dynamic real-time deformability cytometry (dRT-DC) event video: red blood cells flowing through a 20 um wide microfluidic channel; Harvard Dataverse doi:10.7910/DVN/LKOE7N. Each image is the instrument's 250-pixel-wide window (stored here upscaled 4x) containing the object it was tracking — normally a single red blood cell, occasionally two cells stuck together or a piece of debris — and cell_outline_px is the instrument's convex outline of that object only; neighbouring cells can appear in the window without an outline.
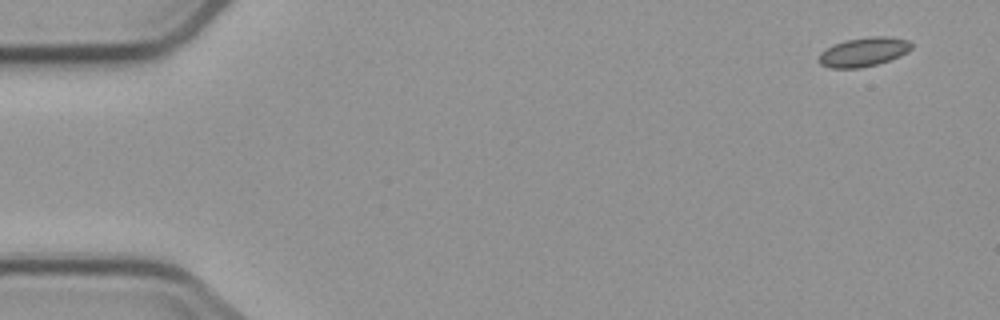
{"species": "common noctule bat (a hibernating species)", "species_latin": "Nyctalus noctula", "temperature_condition": "cold", "stored_images_in_passage": 5, "camera_frame_rate_fps": 3000, "um_per_image_px": 0.085, "animal": {"sex": "male", "body_mass_g": 23.1, "forearm_length_mm": 52.7}, "frame": {"image": 1, "passage_image": 1, "time_ms": 0.0, "image_size_px": [1000, 320], "cell_outline_px": [[912, 48], [888, 60], [876, 64], [860, 68], [828, 68], [820, 64], [820, 52], [832, 44], [844, 40], [872, 36], [888, 36], [908, 40], [912, 44]], "centroid_in_image_um": [73.35, 4.4], "position_along_channel_um": 11.6, "area_um2": 15.55}}
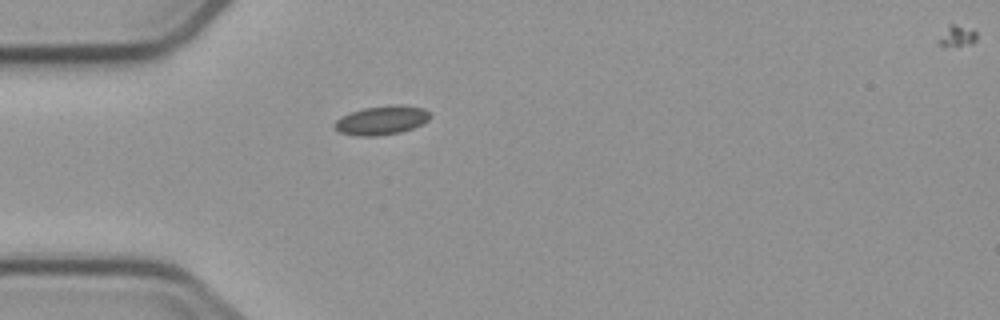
{"frame": {"image": 2, "passage_image": 5, "time_ms": 4.333, "image_size_px": [1000, 320], "cell_outline_px": [[432, 116], [428, 120], [412, 128], [400, 132], [376, 136], [360, 136], [340, 132], [332, 124], [340, 116], [364, 108], [388, 104], [400, 104], [424, 108], [432, 112]], "centroid_in_image_um": [32.47, 10.2], "position_along_channel_um": 52.5, "area_um2": 16.24}}